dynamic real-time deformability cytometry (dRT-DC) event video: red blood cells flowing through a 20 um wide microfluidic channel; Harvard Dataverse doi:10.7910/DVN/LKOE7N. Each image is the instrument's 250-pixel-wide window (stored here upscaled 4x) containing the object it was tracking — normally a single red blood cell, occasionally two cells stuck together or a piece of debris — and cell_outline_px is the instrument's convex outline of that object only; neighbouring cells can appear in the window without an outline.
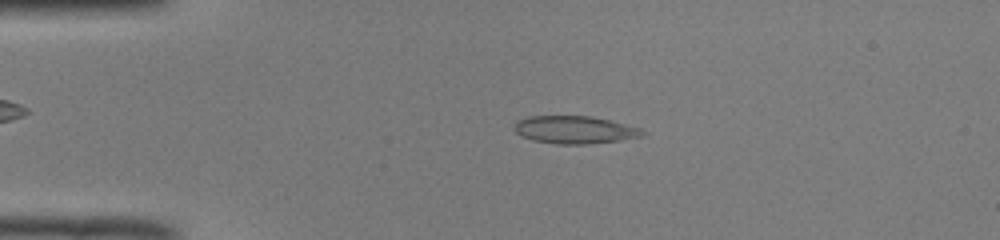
{"species": "common noctule bat (a hibernating species)", "species_latin": "Nyctalus noctula", "temperature_condition": "room temperature", "stored_images_in_passage": 50, "camera_frame_rate_fps": 3000, "um_per_image_px": 0.085, "animal": {"sex": "male", "body_mass_g": 19.0, "forearm_length_mm": 50.8}, "frame": {"image": 1, "passage_image": 11, "time_ms": 3.333, "image_size_px": [1000, 240], "cell_outline_px": [[648, 132], [644, 136], [620, 140], [588, 144], [560, 144], [532, 140], [516, 132], [512, 128], [520, 120], [528, 116], [592, 116], [640, 128]], "centroid_in_image_um": [48.89, 11.03], "position_along_channel_um": 36.1, "area_um2": 20.52}}
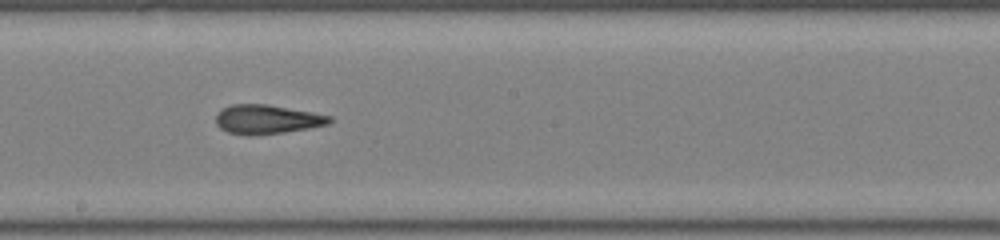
{"frame": {"image": 2, "passage_image": 28, "time_ms": 9.0, "image_size_px": [1000, 240], "cell_outline_px": [[332, 120], [328, 124], [308, 128], [284, 132], [252, 136], [244, 136], [228, 132], [220, 128], [216, 124], [216, 116], [224, 108], [232, 104], [264, 104], [312, 112], [332, 116]], "centroid_in_image_um": [22.68, 10.16], "position_along_channel_um": 225.5, "area_um2": 19.19}}
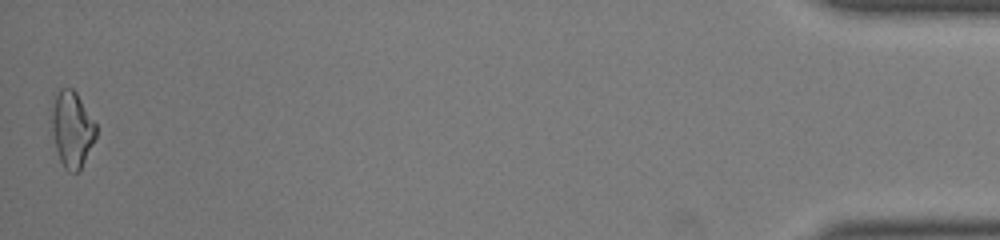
{"frame": {"image": 3, "passage_image": 50, "time_ms": 16.333, "image_size_px": [1000, 240], "cell_outline_px": [[96, 136], [80, 172], [68, 172], [64, 168], [60, 160], [56, 148], [52, 128], [52, 112], [56, 92], [60, 88], [72, 88], [76, 92], [96, 124]], "centroid_in_image_um": [6.13, 11.01], "position_along_channel_um": 429.1, "area_um2": 19.42}, "authors_computed_cell_mechanics": {"area_um2": 19.2763, "velocity_mm_per_s": 4.0208, "shape_relaxation_time_tau1_ms": null, "shape_relaxation_time_tau2_ms": 1.8172, "deformation_change_tau1": null, "deformation_change_tau2": 0.0998}}